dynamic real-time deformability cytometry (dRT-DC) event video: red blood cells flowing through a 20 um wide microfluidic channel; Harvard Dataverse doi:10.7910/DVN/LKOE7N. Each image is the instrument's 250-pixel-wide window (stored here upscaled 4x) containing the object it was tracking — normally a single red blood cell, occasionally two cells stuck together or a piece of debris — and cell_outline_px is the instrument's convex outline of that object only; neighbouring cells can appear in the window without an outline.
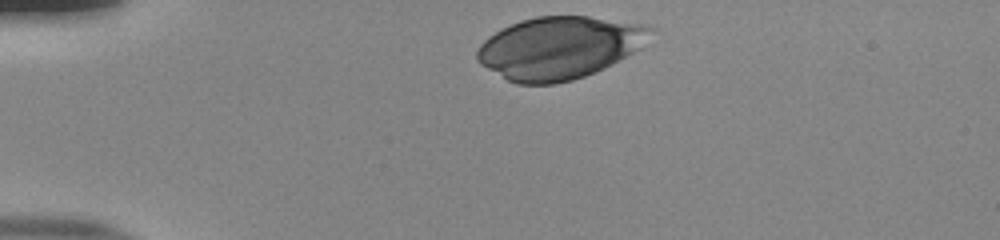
{"species": "human", "species_latin": "Homo sapiens", "temperature_condition": "room temperature", "stored_images_in_passage": 33, "camera_frame_rate_fps": 3000, "um_per_image_px": 0.085, "donor": {"sex": "male"}, "frame": {"image": 1, "passage_image": 1, "time_ms": 0.0, "image_size_px": [1000, 240], "cell_outline_px": [[660, 28], [640, 48], [604, 68], [584, 76], [572, 80], [552, 84], [516, 84], [508, 80], [480, 64], [476, 60], [476, 52], [480, 44], [488, 36], [500, 28], [520, 20], [536, 16], [588, 16], [640, 24]], "centroid_in_image_um": [47.54, 4.04], "position_along_channel_um": 37.5, "area_um2": 63.23}}